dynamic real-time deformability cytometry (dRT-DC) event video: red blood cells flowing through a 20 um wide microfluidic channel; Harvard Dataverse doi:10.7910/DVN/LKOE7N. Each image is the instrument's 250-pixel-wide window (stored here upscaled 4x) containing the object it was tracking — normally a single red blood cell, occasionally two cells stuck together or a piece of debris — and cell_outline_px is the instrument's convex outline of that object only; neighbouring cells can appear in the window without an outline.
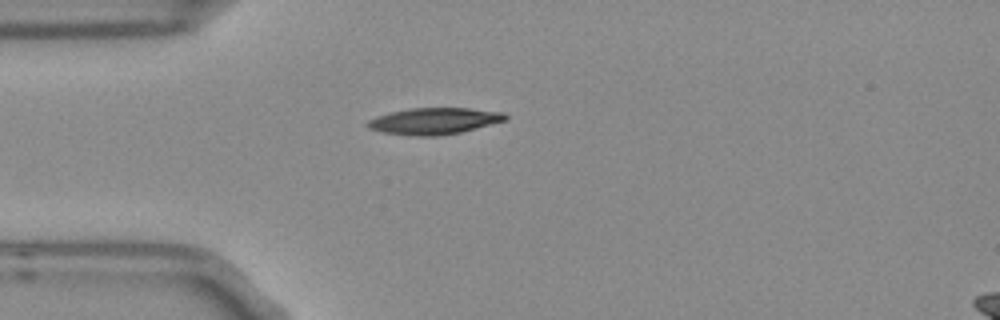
{"species": "Egyptian fruit bat (a non-hibernating species)", "species_latin": "Rousettus aegyptiacus", "temperature_condition": "room temperature", "stored_images_in_passage": 2, "camera_frame_rate_fps": 3000, "um_per_image_px": 0.085, "frame": {"image": 1, "passage_image": 1, "time_ms": 0.0, "image_size_px": [1000, 320], "cell_outline_px": [[508, 120], [460, 132], [440, 136], [412, 136], [384, 132], [368, 128], [364, 124], [368, 120], [376, 116], [408, 108], [468, 108], [504, 112], [508, 116]], "centroid_in_image_um": [36.91, 10.29], "position_along_channel_um": 48.1, "area_um2": 21.39}}